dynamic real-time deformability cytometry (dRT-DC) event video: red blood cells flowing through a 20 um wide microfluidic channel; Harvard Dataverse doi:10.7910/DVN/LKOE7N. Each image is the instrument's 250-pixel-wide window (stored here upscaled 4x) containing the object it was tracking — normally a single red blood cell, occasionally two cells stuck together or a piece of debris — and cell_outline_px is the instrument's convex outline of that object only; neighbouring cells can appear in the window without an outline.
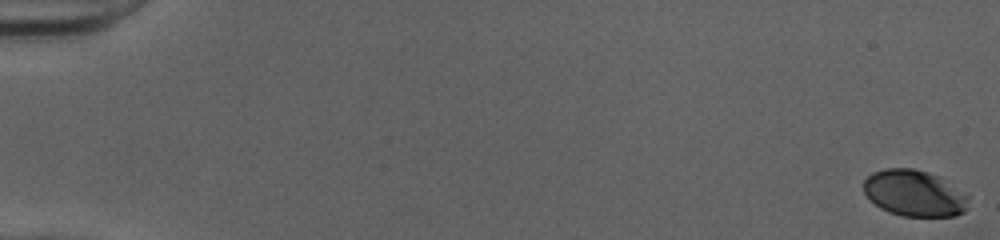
{"species": "human", "species_latin": "Homo sapiens", "temperature_condition": "cold", "stored_images_in_passage": 52, "camera_frame_rate_fps": 3000, "um_per_image_px": 0.085, "donor": {"sex": "female"}, "frame": {"image": 1, "passage_image": 1, "time_ms": 0.0, "image_size_px": [1000, 240], "cell_outline_px": [[968, 208], [964, 212], [956, 216], [900, 216], [888, 212], [880, 208], [864, 192], [864, 180], [872, 172], [884, 168], [912, 168], [928, 172], [940, 176], [968, 196]], "centroid_in_image_um": [77.73, 16.42], "position_along_channel_um": 7.3, "area_um2": 28.38}}
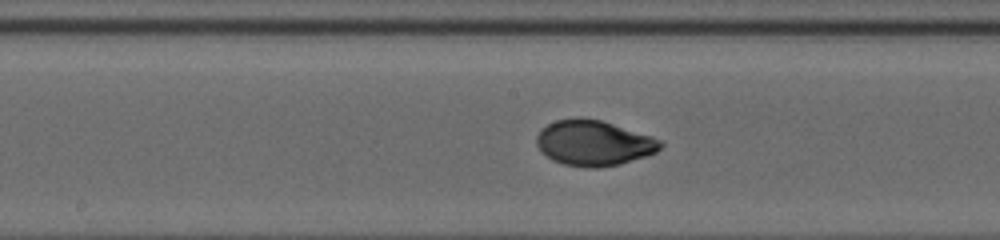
{"frame": {"image": 2, "passage_image": 29, "time_ms": 9.333, "image_size_px": [1000, 240], "cell_outline_px": [[664, 144], [656, 152], [620, 164], [596, 168], [584, 168], [564, 164], [552, 160], [536, 144], [536, 136], [548, 124], [556, 120], [576, 116], [580, 116], [600, 120], [652, 136], [664, 140]], "centroid_in_image_um": [50.48, 12.14], "position_along_channel_um": 197.7, "area_um2": 32.77}}
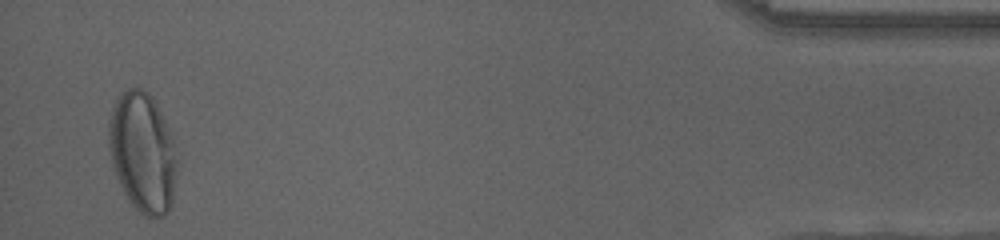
{"frame": {"image": 3, "passage_image": 51, "time_ms": 16.667, "image_size_px": [1000, 240], "cell_outline_px": [[176, 168], [172, 204], [168, 212], [164, 216], [144, 216], [132, 204], [124, 192], [116, 176], [112, 164], [108, 144], [108, 124], [112, 108], [116, 100], [128, 88], [140, 88], [148, 92], [152, 96], [164, 120], [172, 140], [176, 164]], "centroid_in_image_um": [12.09, 12.96], "position_along_channel_um": 423.1, "area_um2": 47.11}, "authors_computed_cell_mechanics": {"area_um2": 31.6744, "velocity_mm_per_s": 4.0505, "shape_relaxation_time_tau1_ms": 4.5014, "shape_relaxation_time_tau2_ms": null, "deformation_change_tau1": 0.1867, "deformation_change_tau2": null}}